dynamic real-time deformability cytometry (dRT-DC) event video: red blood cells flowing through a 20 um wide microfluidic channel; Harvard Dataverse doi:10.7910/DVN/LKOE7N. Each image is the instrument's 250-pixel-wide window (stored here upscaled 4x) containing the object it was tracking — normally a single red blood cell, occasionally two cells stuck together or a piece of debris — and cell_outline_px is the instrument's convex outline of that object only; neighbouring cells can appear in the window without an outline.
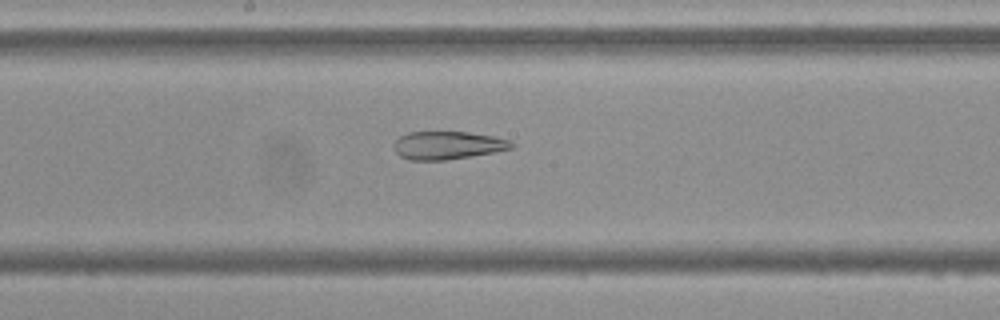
{"species": "Egyptian fruit bat (a non-hibernating species)", "species_latin": "Rousettus aegyptiacus", "temperature_condition": "cold", "stored_images_in_passage": 40, "camera_frame_rate_fps": 3000, "um_per_image_px": 0.085, "frame": {"image": 1, "passage_image": 14, "time_ms": 4.333, "image_size_px": [1000, 320], "cell_outline_px": [[516, 144], [512, 148], [496, 152], [448, 160], [408, 160], [400, 156], [396, 152], [396, 140], [400, 136], [408, 132], [468, 132], [496, 136], [508, 140]], "centroid_in_image_um": [38.1, 12.35], "position_along_channel_um": 210.1, "area_um2": 19.25}}
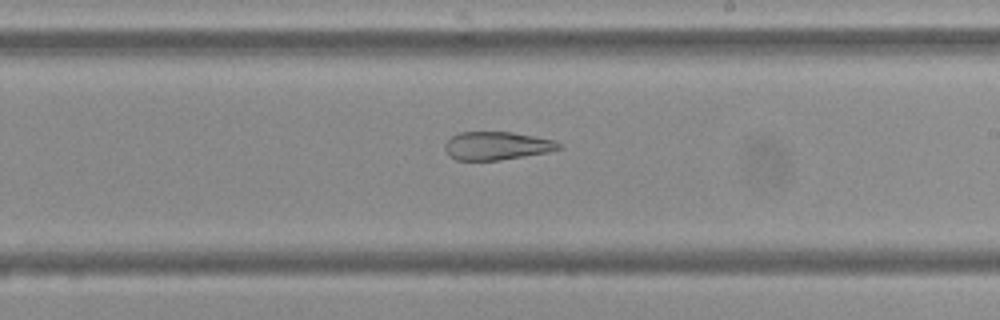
{"frame": {"image": 2, "passage_image": 17, "time_ms": 5.333, "image_size_px": [1000, 320], "cell_outline_px": [[564, 148], [548, 152], [500, 160], [456, 160], [448, 156], [444, 148], [444, 144], [452, 136], [460, 132], [512, 132], [556, 140]], "centroid_in_image_um": [42.23, 12.39], "position_along_channel_um": 246.8, "area_um2": 18.84}}
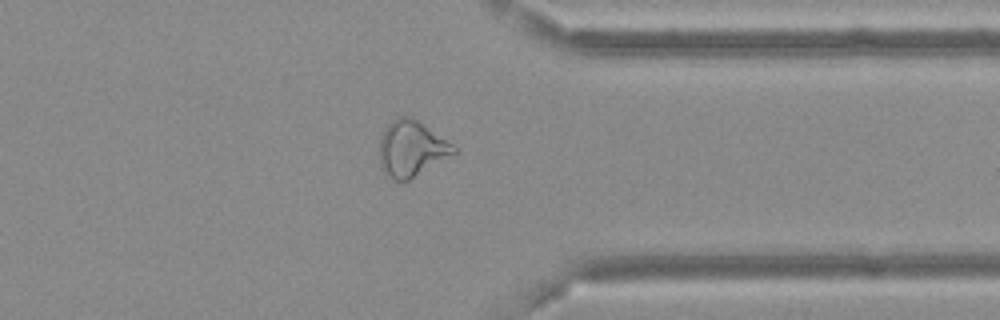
{"frame": {"image": 3, "passage_image": 28, "time_ms": 9.0, "image_size_px": [1000, 320], "cell_outline_px": [[456, 152], [408, 180], [396, 180], [384, 172], [380, 164], [380, 136], [384, 128], [392, 120], [400, 116], [412, 116], [452, 144], [456, 148]], "centroid_in_image_um": [34.94, 12.6], "position_along_channel_um": 376.5, "area_um2": 23.64}, "authors_computed_cell_mechanics": {"area_um2": 22.3397, "velocity_mm_per_s": 3.6726, "shape_relaxation_time_tau1_ms": null, "shape_relaxation_time_tau2_ms": 2.9073, "deformation_change_tau1": null, "deformation_change_tau2": 0.12}}